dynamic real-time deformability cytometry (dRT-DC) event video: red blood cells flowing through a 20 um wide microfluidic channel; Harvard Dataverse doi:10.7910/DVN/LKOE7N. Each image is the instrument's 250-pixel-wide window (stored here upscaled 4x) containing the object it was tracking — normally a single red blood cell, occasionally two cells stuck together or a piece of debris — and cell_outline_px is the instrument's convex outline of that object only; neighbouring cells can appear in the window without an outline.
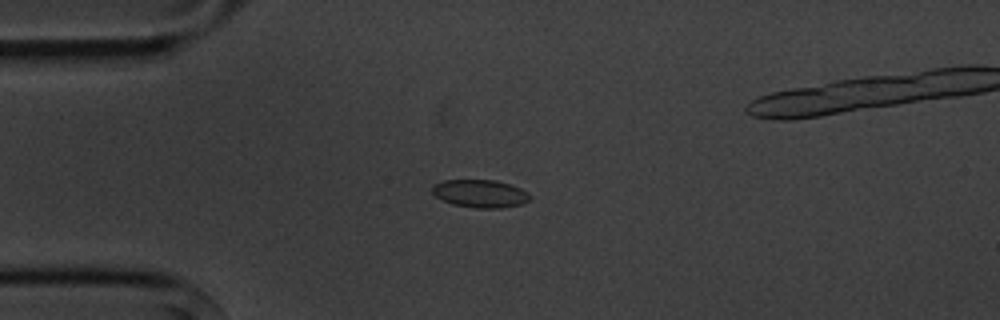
{"species": "common noctule bat (a hibernating species)", "species_latin": "Nyctalus noctula", "temperature_condition": "cold", "stored_images_in_passage": 7, "camera_frame_rate_fps": 3000, "um_per_image_px": 0.085, "animal": {"sex": "male", "body_mass_g": 20.1, "forearm_length_mm": 53.5}, "frame": {"image": 1, "passage_image": 3, "time_ms": 3.333, "image_size_px": [1000, 320], "cell_outline_px": [[532, 196], [528, 200], [520, 204], [500, 208], [476, 208], [452, 204], [436, 196], [432, 192], [432, 184], [444, 180], [496, 180], [520, 188], [528, 192]], "centroid_in_image_um": [40.8, 16.45], "position_along_channel_um": 44.2, "area_um2": 15.78}}
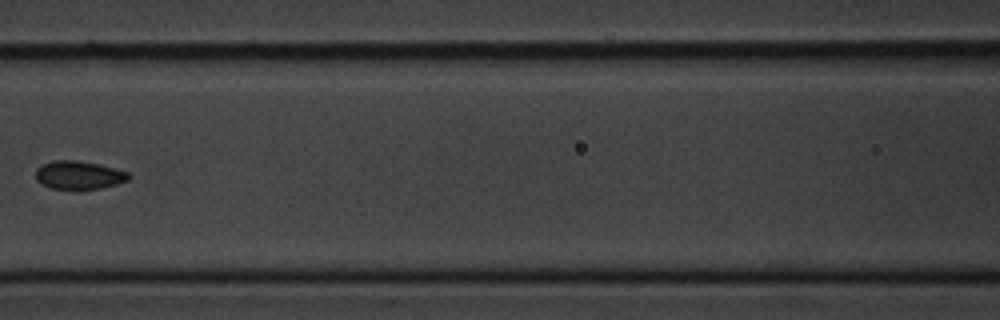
{"frame": {"image": 2, "passage_image": 6, "time_ms": 7.0, "image_size_px": [1000, 320], "cell_outline_px": [[132, 176], [128, 180], [116, 184], [100, 188], [52, 188], [40, 184], [36, 180], [36, 168], [40, 164], [52, 160], [76, 160], [100, 164], [128, 172]], "centroid_in_image_um": [6.68, 14.85], "position_along_channel_um": 159.9, "area_um2": 15.32}}
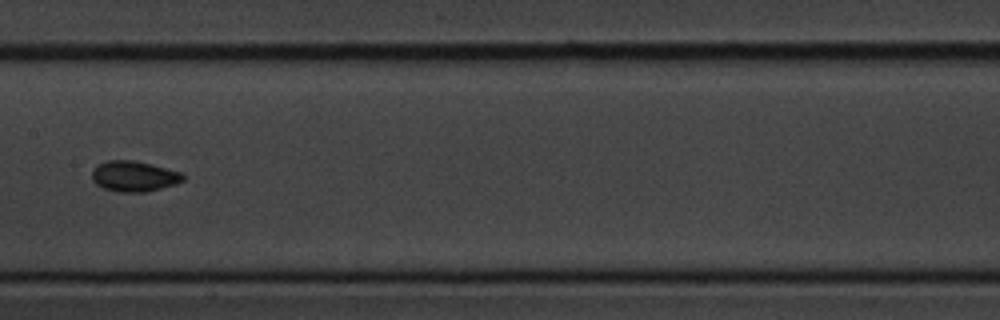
{"frame": {"image": 3, "passage_image": 7, "time_ms": 8.0, "image_size_px": [1000, 320], "cell_outline_px": [[184, 180], [176, 184], [144, 192], [116, 192], [104, 188], [96, 184], [92, 180], [92, 172], [100, 164], [108, 160], [132, 160], [152, 164], [184, 172]], "centroid_in_image_um": [11.43, 14.98], "position_along_channel_um": 196.0, "area_um2": 16.24}}